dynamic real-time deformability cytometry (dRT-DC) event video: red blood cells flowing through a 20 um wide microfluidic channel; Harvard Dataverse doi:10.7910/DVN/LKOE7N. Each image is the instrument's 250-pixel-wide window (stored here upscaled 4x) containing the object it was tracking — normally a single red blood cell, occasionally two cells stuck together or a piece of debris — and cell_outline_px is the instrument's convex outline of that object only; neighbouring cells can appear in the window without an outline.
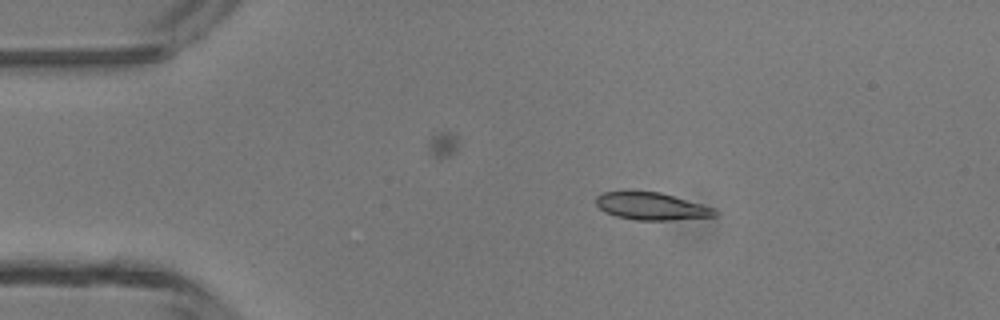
{"species": "common noctule bat (a hibernating species)", "species_latin": "Nyctalus noctula", "temperature_condition": "room temperature", "stored_images_in_passage": 3, "camera_frame_rate_fps": 3000, "um_per_image_px": 0.085, "animal": {"sex": "male", "body_mass_g": 13.3}, "frame": {"image": 1, "passage_image": 1, "time_ms": 0.0, "image_size_px": [1000, 320], "cell_outline_px": [[716, 216], [668, 220], [636, 220], [616, 216], [604, 212], [596, 204], [596, 196], [604, 192], [660, 192], [716, 208]], "centroid_in_image_um": [55.38, 17.54], "position_along_channel_um": 29.6, "area_um2": 18.73}}
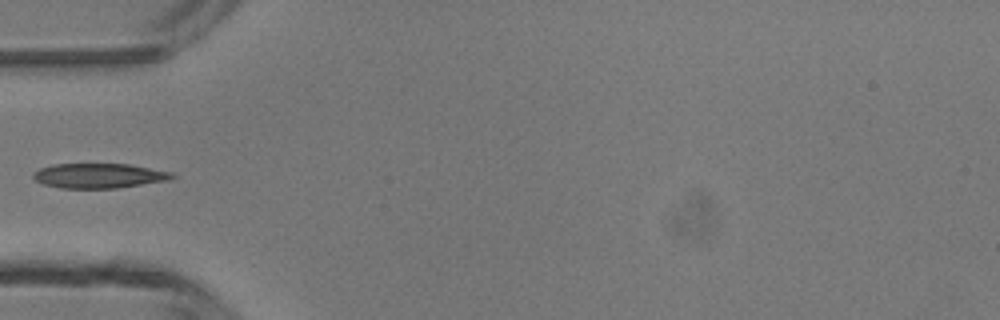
{"frame": {"image": 2, "passage_image": 3, "time_ms": 2.333, "image_size_px": [1000, 320], "cell_outline_px": [[176, 176], [168, 180], [116, 188], [60, 188], [44, 184], [36, 180], [32, 176], [32, 172], [40, 168], [52, 164], [128, 164], [172, 172]], "centroid_in_image_um": [8.38, 14.93], "position_along_channel_um": 76.6, "area_um2": 19.94}}